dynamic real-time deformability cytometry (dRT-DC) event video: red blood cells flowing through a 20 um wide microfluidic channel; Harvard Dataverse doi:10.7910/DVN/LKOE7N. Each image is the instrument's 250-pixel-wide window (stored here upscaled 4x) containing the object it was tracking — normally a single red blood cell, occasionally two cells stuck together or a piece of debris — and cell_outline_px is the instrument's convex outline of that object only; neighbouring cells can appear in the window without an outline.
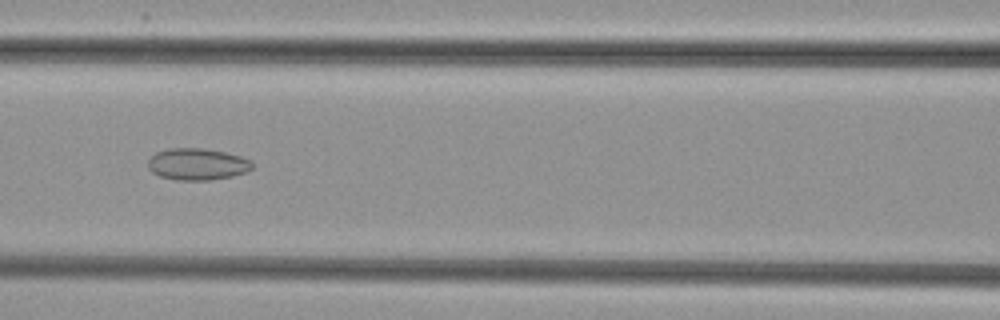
{"species": "common noctule bat (a hibernating species)", "species_latin": "Nyctalus noctula", "temperature_condition": "cold", "stored_images_in_passage": 53, "camera_frame_rate_fps": 3000, "um_per_image_px": 0.085, "animal": {"sex": "female", "body_mass_g": 29.2, "forearm_length_mm": 56.3}, "frame": {"image": 1, "passage_image": 24, "time_ms": 7.667, "image_size_px": [1000, 320], "cell_outline_px": [[252, 168], [244, 172], [232, 176], [212, 180], [176, 180], [160, 176], [152, 172], [148, 168], [148, 160], [156, 152], [168, 148], [204, 148], [224, 152], [240, 156], [252, 160]], "centroid_in_image_um": [16.75, 13.95], "position_along_channel_um": 149.8, "area_um2": 19.31}}
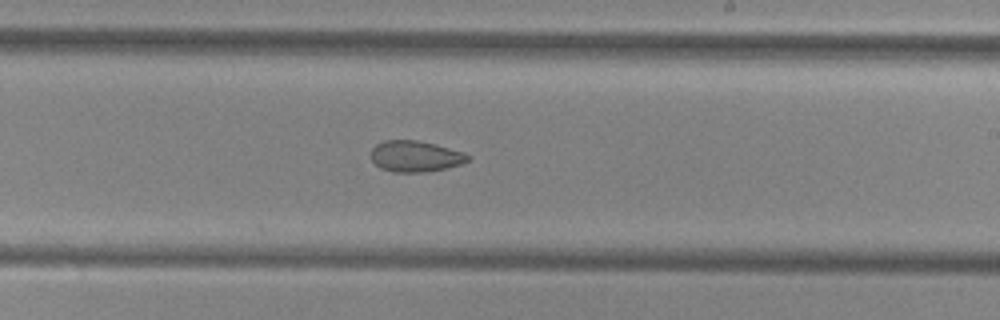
{"frame": {"image": 2, "passage_image": 32, "time_ms": 10.333, "image_size_px": [1000, 320], "cell_outline_px": [[472, 156], [468, 160], [460, 164], [448, 168], [424, 172], [392, 172], [380, 168], [372, 160], [372, 148], [376, 144], [384, 140], [416, 140], [436, 144], [464, 152]], "centroid_in_image_um": [35.32, 13.28], "position_along_channel_um": 253.7, "area_um2": 17.63}}
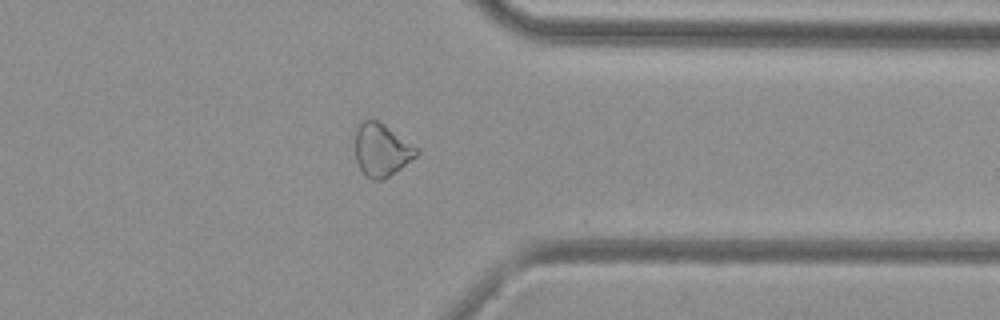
{"frame": {"image": 3, "passage_image": 42, "time_ms": 13.667, "image_size_px": [1000, 320], "cell_outline_px": [[420, 152], [416, 156], [400, 168], [388, 176], [380, 180], [372, 180], [360, 168], [356, 160], [356, 128], [360, 120], [376, 120], [384, 124], [416, 148]], "centroid_in_image_um": [32.4, 12.73], "position_along_channel_um": 379.0, "area_um2": 18.32}}